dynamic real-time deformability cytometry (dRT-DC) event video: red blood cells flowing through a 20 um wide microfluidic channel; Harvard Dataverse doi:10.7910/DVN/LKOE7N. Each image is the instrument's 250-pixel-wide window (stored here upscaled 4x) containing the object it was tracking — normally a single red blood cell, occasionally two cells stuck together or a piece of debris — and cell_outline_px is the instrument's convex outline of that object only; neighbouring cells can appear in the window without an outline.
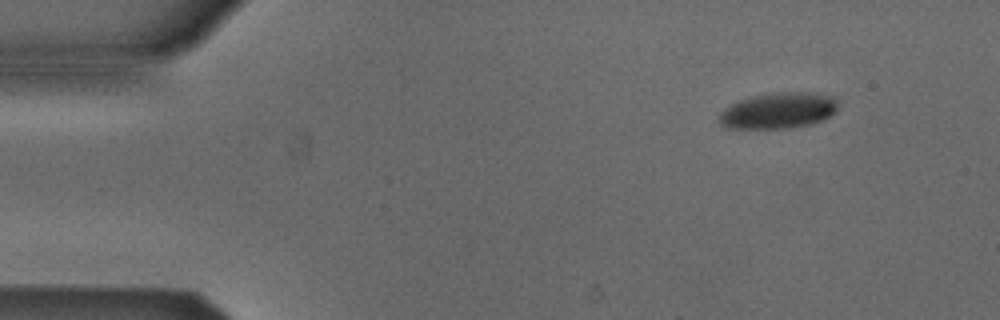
{"species": "Egyptian fruit bat (a non-hibernating species)", "species_latin": "Rousettus aegyptiacus", "temperature_condition": "cold", "stored_images_in_passage": 48, "camera_frame_rate_fps": 3000, "um_per_image_px": 0.085, "animal": {"sex": "male"}, "frame": {"image": 1, "passage_image": 1, "time_ms": 0.0, "image_size_px": [1000, 320], "cell_outline_px": [[840, 104], [836, 112], [824, 120], [812, 124], [788, 128], [728, 128], [720, 124], [720, 112], [732, 104], [740, 100], [756, 96], [784, 92], [800, 92], [836, 96]], "centroid_in_image_um": [66.25, 9.41], "position_along_channel_um": 18.7, "area_um2": 24.8}}
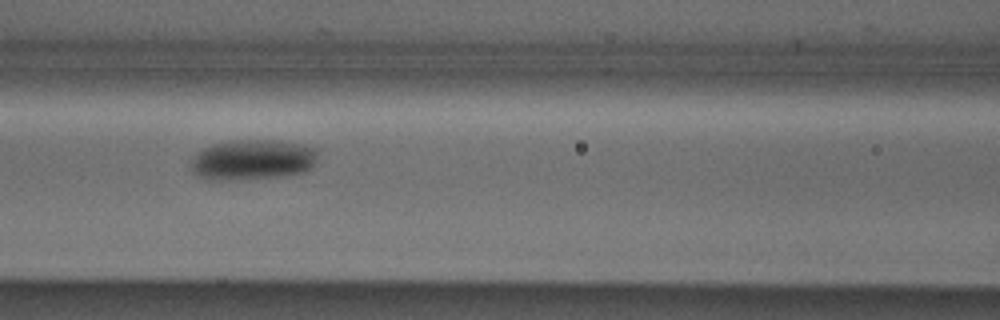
{"frame": {"image": 2, "passage_image": 18, "time_ms": 5.667, "image_size_px": [1000, 320], "cell_outline_px": [[320, 148], [316, 160], [312, 168], [304, 172], [280, 176], [236, 180], [212, 180], [200, 176], [192, 172], [192, 156], [196, 152], [212, 144], [232, 140], [276, 140]], "centroid_in_image_um": [21.49, 13.57], "position_along_channel_um": 145.1, "area_um2": 30.11}}
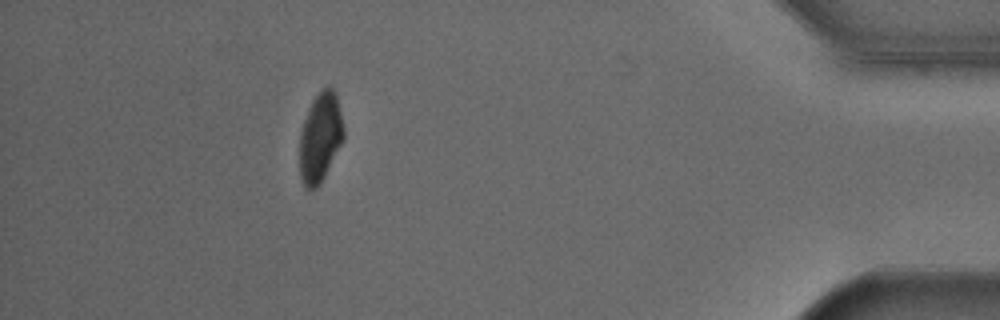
{"frame": {"image": 3, "passage_image": 43, "time_ms": 14.0, "image_size_px": [1000, 320], "cell_outline_px": [[344, 140], [324, 176], [316, 188], [304, 188], [300, 176], [300, 132], [304, 120], [312, 100], [324, 88], [332, 88], [336, 92], [344, 128]], "centroid_in_image_um": [27.23, 11.68], "position_along_channel_um": 408.0, "area_um2": 22.72}, "authors_computed_cell_mechanics": {"area_um2": 26.5302, "velocity_mm_per_s": 3.8411, "shape_relaxation_time_tau1_ms": 4.3033, "shape_relaxation_time_tau2_ms": null, "deformation_change_tau1": 0.1037, "deformation_change_tau2": null}}